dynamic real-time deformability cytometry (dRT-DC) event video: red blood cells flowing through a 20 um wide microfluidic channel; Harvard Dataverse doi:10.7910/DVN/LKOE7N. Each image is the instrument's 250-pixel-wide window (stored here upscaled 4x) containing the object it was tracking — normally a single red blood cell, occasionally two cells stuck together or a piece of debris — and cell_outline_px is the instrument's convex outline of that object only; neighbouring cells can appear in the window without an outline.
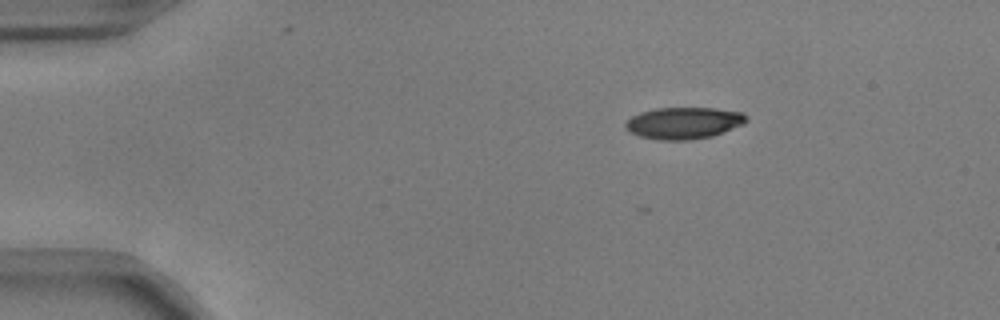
{"species": "common noctule bat (a hibernating species)", "species_latin": "Nyctalus noctula", "temperature_condition": "warm", "stored_images_in_passage": 46, "camera_frame_rate_fps": 3000, "um_per_image_px": 0.085, "animal": {"sex": "male", "body_mass_g": 17.9, "forearm_length_mm": 54.2}, "frame": {"image": 1, "passage_image": 1, "time_ms": 0.0, "image_size_px": [1000, 320], "cell_outline_px": [[748, 120], [744, 124], [712, 136], [688, 140], [656, 140], [640, 136], [628, 132], [624, 128], [624, 124], [632, 116], [640, 112], [656, 108], [716, 108], [744, 112], [748, 116]], "centroid_in_image_um": [58.12, 10.45], "position_along_channel_um": 26.9, "area_um2": 22.6}}
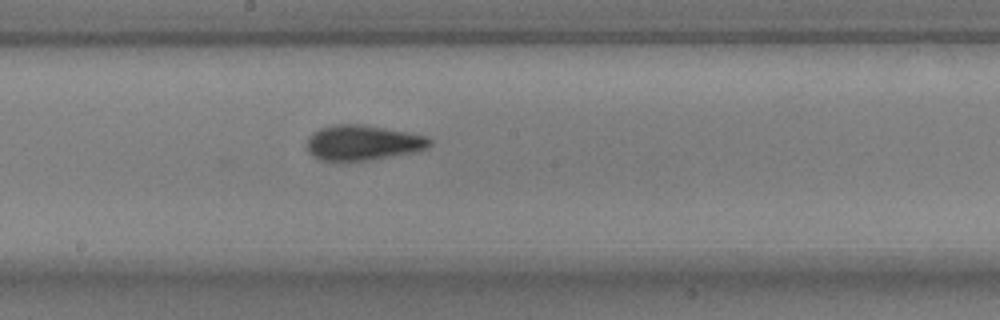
{"frame": {"image": 2, "passage_image": 22, "time_ms": 7.0, "image_size_px": [1000, 320], "cell_outline_px": [[432, 144], [428, 148], [416, 152], [368, 160], [320, 160], [312, 156], [308, 152], [308, 136], [312, 132], [320, 128], [336, 124], [356, 124], [412, 132], [428, 136], [432, 140]], "centroid_in_image_um": [30.88, 12.12], "position_along_channel_um": 217.3, "area_um2": 25.26}}
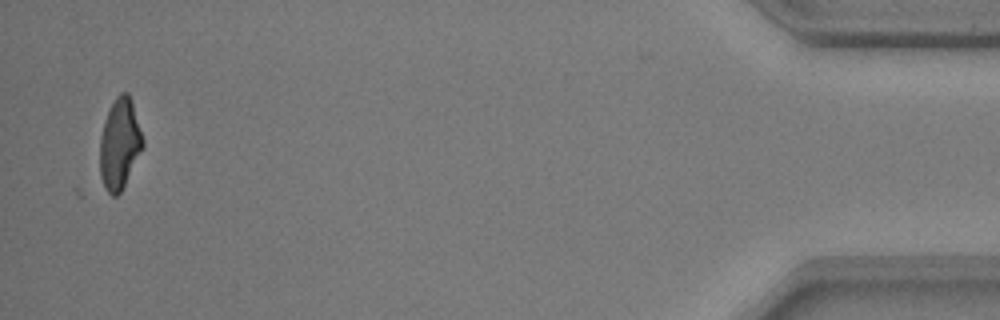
{"frame": {"image": 3, "passage_image": 45, "time_ms": 14.667, "image_size_px": [1000, 320], "cell_outline_px": [[144, 144], [120, 192], [116, 196], [112, 196], [104, 188], [100, 176], [100, 136], [104, 120], [116, 96], [120, 92], [128, 92], [144, 140]], "centroid_in_image_um": [10.14, 12.23], "position_along_channel_um": 425.1, "area_um2": 22.25}}